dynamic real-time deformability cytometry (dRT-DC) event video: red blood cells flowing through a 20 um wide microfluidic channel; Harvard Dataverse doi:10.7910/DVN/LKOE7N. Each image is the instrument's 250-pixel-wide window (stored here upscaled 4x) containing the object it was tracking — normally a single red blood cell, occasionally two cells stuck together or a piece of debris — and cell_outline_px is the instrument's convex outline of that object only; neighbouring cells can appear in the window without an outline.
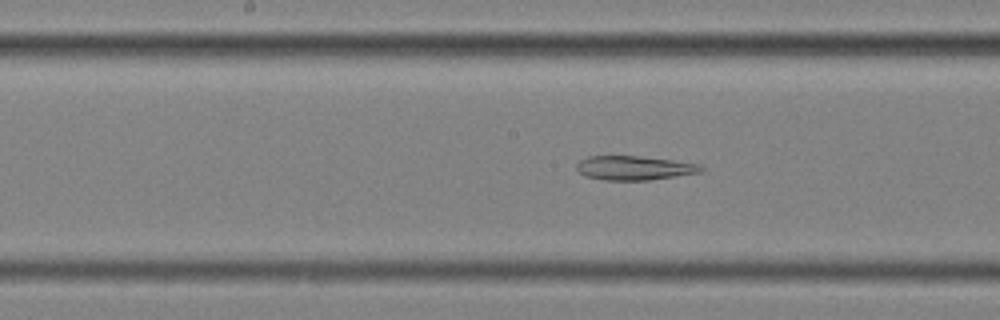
{"species": "common noctule bat (a hibernating species)", "species_latin": "Nyctalus noctula", "temperature_condition": "cold", "stored_images_in_passage": 50, "segment_of_instrument_passage": [2, 2], "camera_frame_rate_fps": 3000, "um_per_image_px": 0.085, "animal": {"sex": "female", "body_mass_g": 25.1}, "frame": {"image": 1, "passage_image": 21, "time_ms": 6.667, "image_size_px": [1000, 320], "cell_outline_px": [[704, 168], [700, 172], [676, 176], [648, 180], [604, 180], [584, 176], [576, 168], [576, 164], [580, 160], [588, 156], [640, 156], [672, 160], [700, 164]], "centroid_in_image_um": [53.88, 14.27], "position_along_channel_um": 194.3, "area_um2": 17.46}}
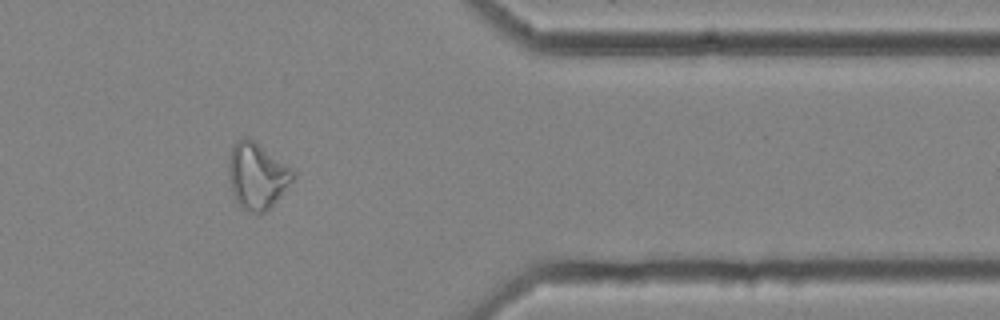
{"frame": {"image": 2, "passage_image": 39, "time_ms": 12.667, "image_size_px": [1000, 320], "cell_outline_px": [[296, 176], [280, 196], [264, 212], [248, 212], [240, 208], [232, 192], [228, 168], [228, 164], [232, 148], [236, 140], [248, 136], [292, 168], [296, 172]], "centroid_in_image_um": [21.85, 14.93], "position_along_channel_um": 389.6, "area_um2": 24.62}}
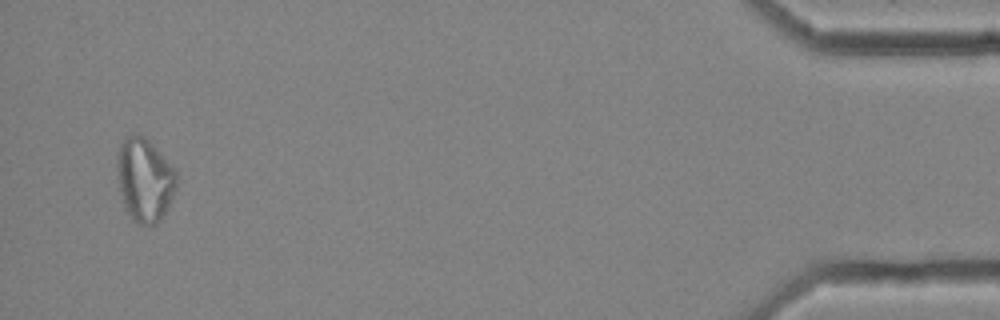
{"frame": {"image": 3, "passage_image": 47, "time_ms": 15.333, "image_size_px": [1000, 320], "cell_outline_px": [[176, 188], [160, 220], [156, 224], [136, 224], [132, 220], [124, 204], [120, 192], [116, 164], [116, 156], [120, 144], [128, 136], [136, 132], [144, 136], [176, 168]], "centroid_in_image_um": [12.28, 15.25], "position_along_channel_um": 422.9, "area_um2": 28.84}}